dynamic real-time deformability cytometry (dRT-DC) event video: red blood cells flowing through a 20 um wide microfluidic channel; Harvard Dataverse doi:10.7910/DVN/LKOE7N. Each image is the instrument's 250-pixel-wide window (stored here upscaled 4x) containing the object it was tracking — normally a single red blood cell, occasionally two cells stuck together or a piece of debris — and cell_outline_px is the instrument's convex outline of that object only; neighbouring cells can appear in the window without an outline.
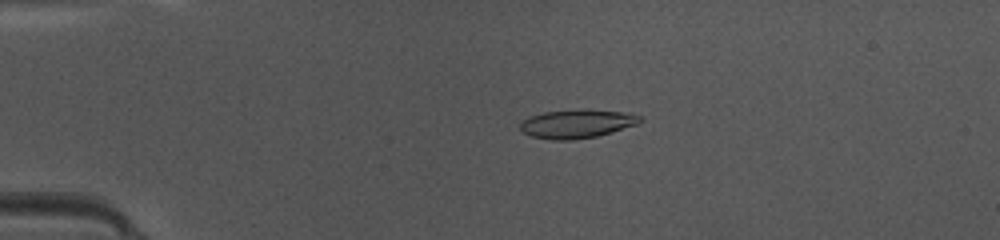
{"species": "common noctule bat (a hibernating species)", "species_latin": "Nyctalus noctula", "temperature_condition": "warm", "stored_images_in_passage": 47, "camera_frame_rate_fps": 3000, "um_per_image_px": 0.085, "animal": {"sex": "female", "body_mass_g": 10.0, "forearm_length_mm": 53.1}, "frame": {"image": 1, "passage_image": 11, "time_ms": 3.333, "image_size_px": [1000, 240], "cell_outline_px": [[644, 120], [640, 124], [612, 132], [596, 136], [572, 140], [552, 140], [532, 136], [524, 132], [520, 128], [520, 120], [544, 112], [588, 108], [624, 112], [640, 116]], "centroid_in_image_um": [49.08, 10.51], "position_along_channel_um": 35.9, "area_um2": 20.23}}
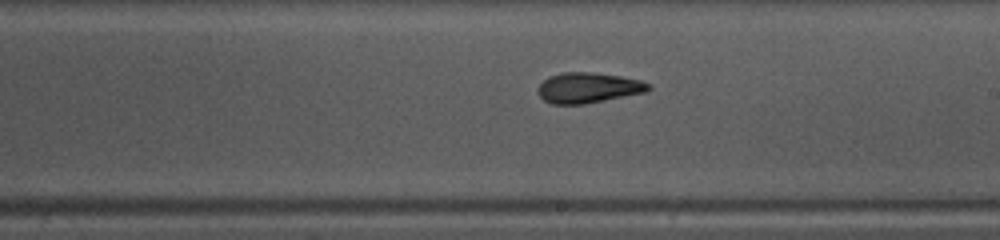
{"frame": {"image": 2, "passage_image": 28, "time_ms": 9.0, "image_size_px": [1000, 240], "cell_outline_px": [[652, 88], [648, 92], [584, 104], [552, 104], [544, 100], [536, 92], [536, 88], [548, 76], [564, 72], [592, 72], [620, 76], [640, 80], [652, 84]], "centroid_in_image_um": [50.01, 7.46], "position_along_channel_um": 239.0, "area_um2": 19.83}}
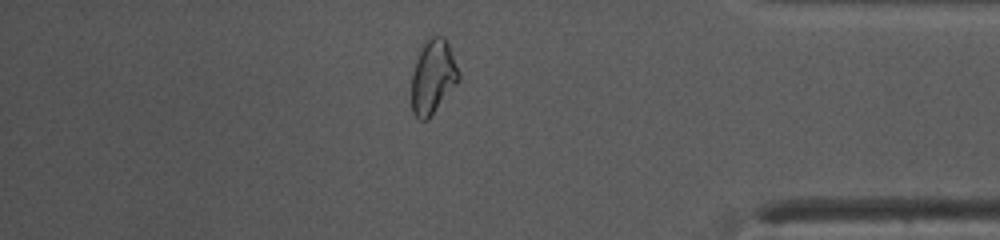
{"frame": {"image": 3, "passage_image": 41, "time_ms": 13.333, "image_size_px": [1000, 240], "cell_outline_px": [[460, 80], [428, 120], [420, 120], [412, 112], [412, 72], [416, 60], [428, 36], [444, 36], [448, 44], [460, 72]], "centroid_in_image_um": [36.81, 6.54], "position_along_channel_um": 398.4, "area_um2": 20.35}, "authors_computed_cell_mechanics": {"area_um2": 19.8254, "velocity_mm_per_s": 4.2316, "shape_relaxation_time_tau1_ms": 5.0985, "shape_relaxation_time_tau2_ms": 2.1013, "deformation_change_tau1": 0.1816, "deformation_change_tau2": 0.099}}